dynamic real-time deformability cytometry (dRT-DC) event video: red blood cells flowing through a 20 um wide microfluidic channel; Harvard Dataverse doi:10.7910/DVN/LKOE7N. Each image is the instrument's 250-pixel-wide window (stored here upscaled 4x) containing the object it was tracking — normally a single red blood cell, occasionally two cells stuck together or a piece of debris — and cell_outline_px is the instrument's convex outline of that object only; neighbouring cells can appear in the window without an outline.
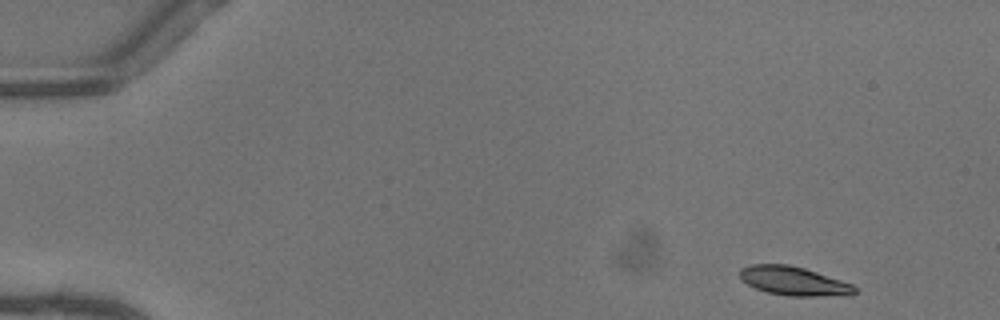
{"species": "common noctule bat (a hibernating species)", "species_latin": "Nyctalus noctula", "temperature_condition": "warm", "stored_images_in_passage": 47, "camera_frame_rate_fps": 3000, "um_per_image_px": 0.085, "animal": {"sex": "female"}, "frame": {"image": 1, "passage_image": 1, "time_ms": 0.0, "image_size_px": [1000, 320], "cell_outline_px": [[856, 292], [848, 296], [788, 296], [768, 292], [756, 288], [748, 284], [740, 276], [740, 268], [752, 264], [788, 264], [804, 268], [852, 284], [856, 288]], "centroid_in_image_um": [67.49, 23.89], "position_along_channel_um": 17.5, "area_um2": 19.19}}
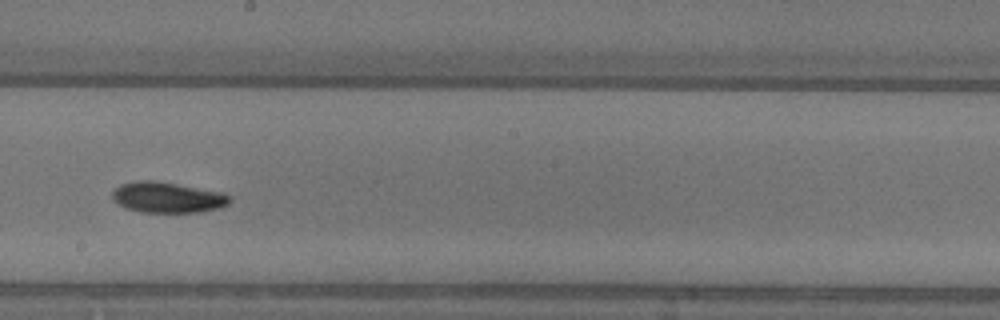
{"frame": {"image": 2, "passage_image": 26, "time_ms": 8.333, "image_size_px": [1000, 320], "cell_outline_px": [[232, 200], [228, 204], [220, 208], [200, 212], [140, 212], [124, 208], [112, 200], [112, 192], [120, 184], [140, 180], [156, 180], [224, 192], [232, 196]], "centroid_in_image_um": [14.26, 16.77], "position_along_channel_um": 233.9, "area_um2": 21.39}}
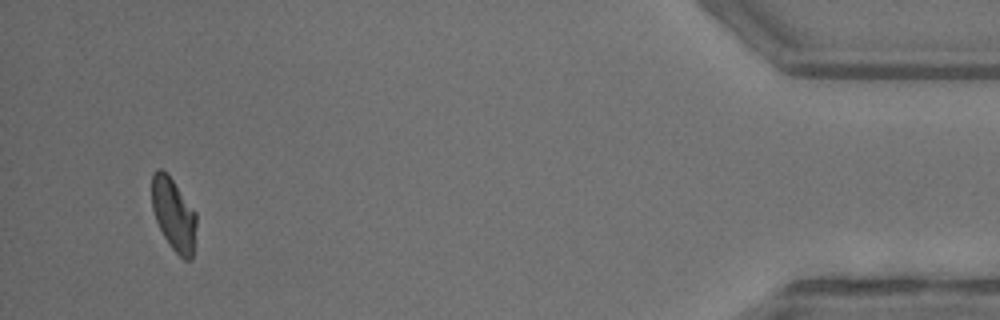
{"frame": {"image": 3, "passage_image": 45, "time_ms": 14.667, "image_size_px": [1000, 320], "cell_outline_px": [[196, 224], [192, 260], [184, 260], [172, 248], [164, 236], [156, 220], [152, 208], [152, 172], [156, 168], [160, 168], [168, 172], [196, 212]], "centroid_in_image_um": [14.76, 18.17], "position_along_channel_um": 420.4, "area_um2": 18.96}, "authors_computed_cell_mechanics": {"area_um2": 19.7676, "velocity_mm_per_s": 4.0991, "shape_relaxation_time_tau1_ms": 4.6864, "shape_relaxation_time_tau2_ms": 6.4282, "deformation_change_tau1": 0.1591, "deformation_change_tau2": 0.1132}}